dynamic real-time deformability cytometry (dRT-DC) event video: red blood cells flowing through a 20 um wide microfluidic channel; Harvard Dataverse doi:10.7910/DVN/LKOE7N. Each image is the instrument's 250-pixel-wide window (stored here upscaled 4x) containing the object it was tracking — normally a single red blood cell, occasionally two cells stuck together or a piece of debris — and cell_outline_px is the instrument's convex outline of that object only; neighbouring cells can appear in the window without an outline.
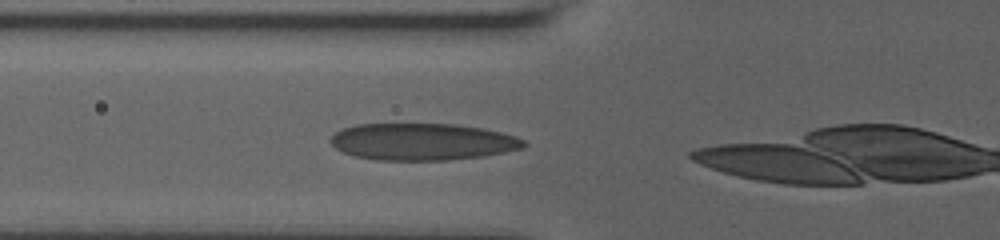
{"species": "human", "species_latin": "Homo sapiens", "temperature_condition": "room temperature", "stored_images_in_passage": 10, "camera_frame_rate_fps": 3000, "um_per_image_px": 0.085, "donor": {"sex": "male"}, "frame": {"image": 1, "passage_image": 8, "time_ms": 2.667, "image_size_px": [1000, 240], "cell_outline_px": [[528, 144], [524, 148], [484, 156], [448, 160], [376, 160], [352, 156], [336, 148], [328, 140], [336, 132], [344, 128], [356, 124], [456, 124], [484, 128], [516, 136], [524, 140]], "centroid_in_image_um": [35.92, 12.05], "position_along_channel_um": 89.9, "area_um2": 41.79}}